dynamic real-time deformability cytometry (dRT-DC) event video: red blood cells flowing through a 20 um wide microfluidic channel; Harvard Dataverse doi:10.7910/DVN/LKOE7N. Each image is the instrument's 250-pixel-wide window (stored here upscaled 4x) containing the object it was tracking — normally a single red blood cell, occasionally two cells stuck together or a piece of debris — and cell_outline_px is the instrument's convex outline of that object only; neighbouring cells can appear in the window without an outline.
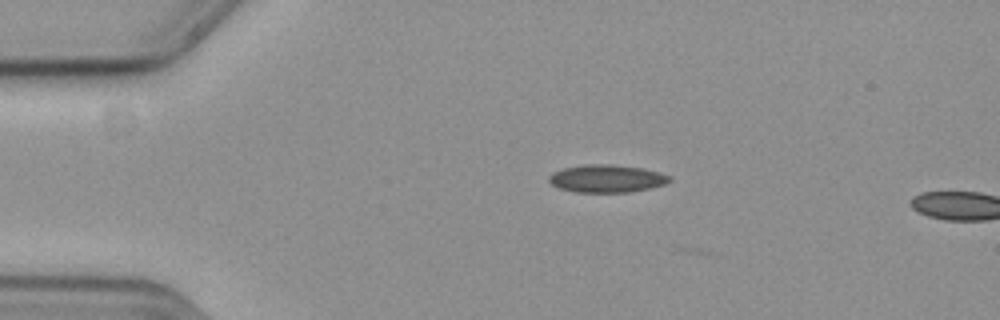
{"species": "common noctule bat (a hibernating species)", "species_latin": "Nyctalus noctula", "temperature_condition": "cold", "stored_images_in_passage": 8, "camera_frame_rate_fps": 3000, "um_per_image_px": 0.085, "animal": {"sex": "female", "body_mass_g": 19.3, "forearm_length_mm": 54.1}, "frame": {"image": 1, "passage_image": 6, "time_ms": 1.667, "image_size_px": [1000, 320], "cell_outline_px": [[672, 180], [664, 184], [648, 188], [628, 192], [576, 192], [560, 188], [552, 184], [548, 180], [548, 176], [552, 172], [564, 168], [584, 164], [612, 164], [640, 168], [660, 172], [668, 176]], "centroid_in_image_um": [51.53, 15.17], "position_along_channel_um": 33.5, "area_um2": 19.31}}